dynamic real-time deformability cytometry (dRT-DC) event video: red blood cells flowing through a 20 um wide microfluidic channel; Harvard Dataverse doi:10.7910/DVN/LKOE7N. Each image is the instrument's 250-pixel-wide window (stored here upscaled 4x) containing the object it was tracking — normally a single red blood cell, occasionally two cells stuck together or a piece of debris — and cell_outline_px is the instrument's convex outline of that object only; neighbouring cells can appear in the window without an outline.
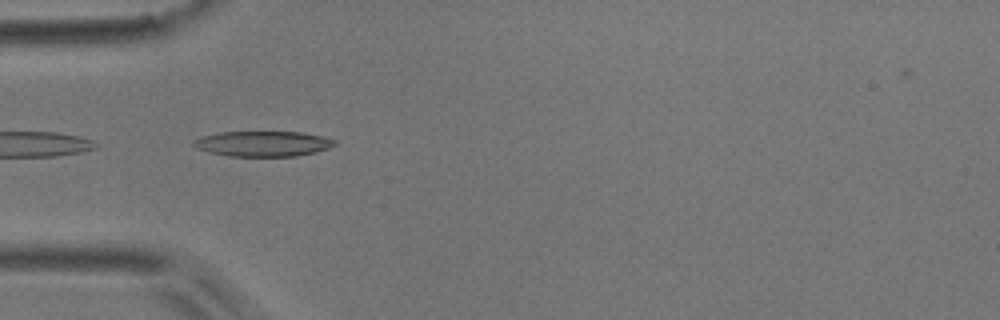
{"species": "common noctule bat (a hibernating species)", "species_latin": "Nyctalus noctula", "temperature_condition": "room temperature", "stored_images_in_passage": 7, "camera_frame_rate_fps": 3000, "um_per_image_px": 0.085, "animal": {"sex": "male", "body_mass_g": 17.9}, "frame": {"image": 1, "passage_image": 1, "time_ms": 0.0, "image_size_px": [1000, 320], "cell_outline_px": [[336, 144], [328, 148], [316, 152], [296, 156], [228, 156], [196, 148], [192, 144], [192, 140], [200, 136], [220, 132], [300, 132], [324, 136], [336, 140]], "centroid_in_image_um": [22.35, 12.21], "position_along_channel_um": 62.7, "area_um2": 20.87}}
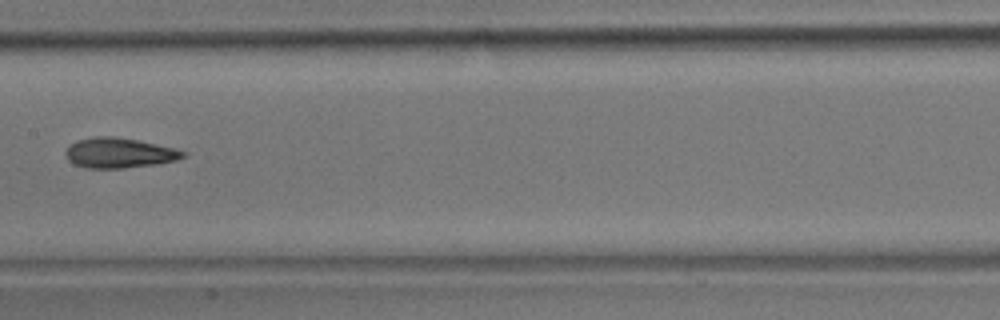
{"frame": {"image": 2, "passage_image": 4, "time_ms": 3.667, "image_size_px": [1000, 320], "cell_outline_px": [[188, 152], [184, 156], [176, 160], [156, 164], [124, 168], [84, 168], [68, 160], [64, 152], [76, 140], [96, 136], [112, 136], [136, 140], [176, 148]], "centroid_in_image_um": [10.13, 13.0], "position_along_channel_um": 197.3, "area_um2": 20.52}}
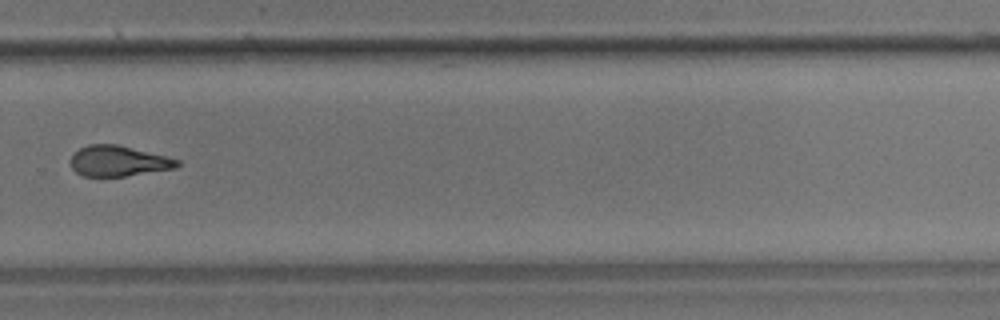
{"frame": {"image": 3, "passage_image": 7, "time_ms": 7.0, "image_size_px": [1000, 320], "cell_outline_px": [[180, 164], [176, 168], [124, 176], [84, 176], [76, 172], [72, 168], [72, 152], [88, 144], [116, 144], [180, 160]], "centroid_in_image_um": [10.04, 13.68], "position_along_channel_um": 319.8, "area_um2": 18.73}}